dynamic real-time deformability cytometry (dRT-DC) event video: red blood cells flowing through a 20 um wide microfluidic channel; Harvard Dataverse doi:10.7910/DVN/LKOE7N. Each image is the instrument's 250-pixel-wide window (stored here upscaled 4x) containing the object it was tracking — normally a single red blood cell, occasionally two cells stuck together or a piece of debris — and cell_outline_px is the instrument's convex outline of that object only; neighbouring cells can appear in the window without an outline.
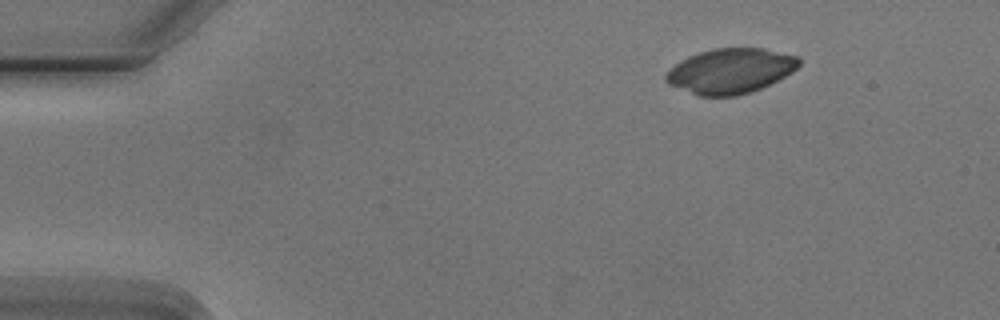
{"species": "Egyptian fruit bat (a non-hibernating species)", "species_latin": "Rousettus aegyptiacus", "temperature_condition": "cold", "stored_images_in_passage": 4, "segment_of_instrument_passage": [1, 2], "camera_frame_rate_fps": 3000, "um_per_image_px": 0.085, "animal": {"sex": "male"}, "frame": {"image": 1, "passage_image": 1, "time_ms": 0.0, "image_size_px": [1000, 320], "cell_outline_px": [[800, 64], [792, 72], [760, 88], [736, 96], [700, 96], [668, 84], [664, 80], [664, 76], [680, 60], [688, 56], [712, 48], [764, 48], [800, 56]], "centroid_in_image_um": [62.09, 6.01], "position_along_channel_um": 22.9, "area_um2": 34.74}}